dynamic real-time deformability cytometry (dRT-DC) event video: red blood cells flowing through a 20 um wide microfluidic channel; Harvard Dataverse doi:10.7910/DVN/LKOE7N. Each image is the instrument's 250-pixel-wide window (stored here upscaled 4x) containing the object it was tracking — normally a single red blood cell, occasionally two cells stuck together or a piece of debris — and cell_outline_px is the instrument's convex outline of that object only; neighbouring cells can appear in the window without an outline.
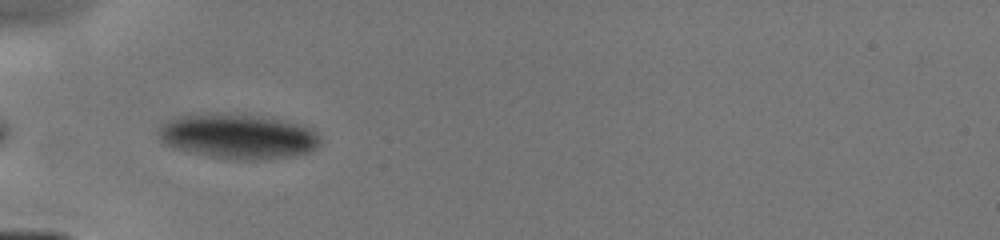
{"species": "human", "species_latin": "Homo sapiens", "temperature_condition": "cold", "stored_images_in_passage": 6, "camera_frame_rate_fps": 3000, "um_per_image_px": 0.085, "donor": {"sex": "male"}, "frame": {"image": 1, "passage_image": 5, "time_ms": 4.0, "image_size_px": [1000, 240], "cell_outline_px": [[320, 140], [316, 148], [308, 152], [296, 156], [256, 160], [236, 160], [208, 156], [172, 148], [164, 144], [160, 140], [156, 132], [160, 124], [172, 116], [212, 112], [216, 112], [260, 116], [304, 124], [316, 132], [320, 136]], "centroid_in_image_um": [20.17, 11.57], "position_along_channel_um": 64.8, "area_um2": 43.29}}